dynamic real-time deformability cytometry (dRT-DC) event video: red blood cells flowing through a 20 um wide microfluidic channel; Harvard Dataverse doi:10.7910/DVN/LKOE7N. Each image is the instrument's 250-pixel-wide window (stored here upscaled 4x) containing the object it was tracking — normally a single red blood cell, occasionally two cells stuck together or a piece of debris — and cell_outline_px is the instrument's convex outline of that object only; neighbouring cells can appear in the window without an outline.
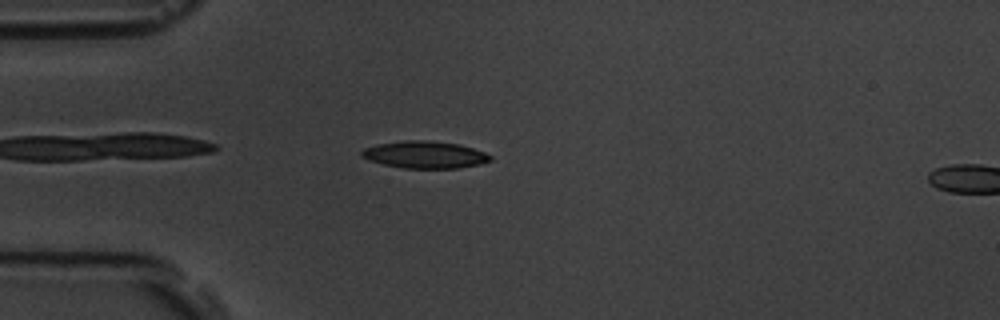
{"species": "common noctule bat (a hibernating species)", "species_latin": "Nyctalus noctula", "temperature_condition": "room temperature", "stored_images_in_passage": 42, "camera_frame_rate_fps": 3000, "um_per_image_px": 0.085, "animal": {"sex": "male", "body_mass_g": 19.5, "forearm_length_mm": 54.6}, "frame": {"image": 1, "passage_image": 3, "time_ms": 0.667, "image_size_px": [1000, 320], "cell_outline_px": [[492, 160], [480, 164], [456, 168], [404, 168], [384, 164], [360, 156], [360, 152], [364, 148], [376, 144], [404, 140], [428, 140], [460, 144], [484, 152], [492, 156]], "centroid_in_image_um": [36.11, 13.14], "position_along_channel_um": 48.9, "area_um2": 20.29}}
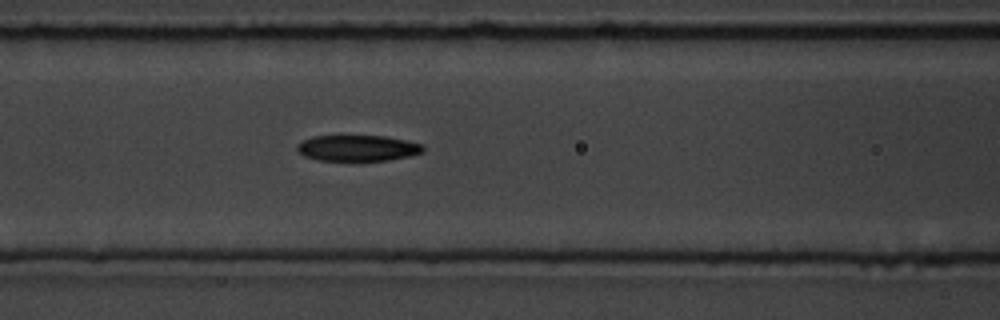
{"frame": {"image": 2, "passage_image": 11, "time_ms": 3.333, "image_size_px": [1000, 320], "cell_outline_px": [[424, 152], [412, 156], [388, 160], [360, 164], [352, 164], [320, 160], [304, 156], [296, 152], [296, 144], [312, 136], [340, 132], [384, 136], [424, 144]], "centroid_in_image_um": [30.34, 12.59], "position_along_channel_um": 136.3, "area_um2": 21.27}}
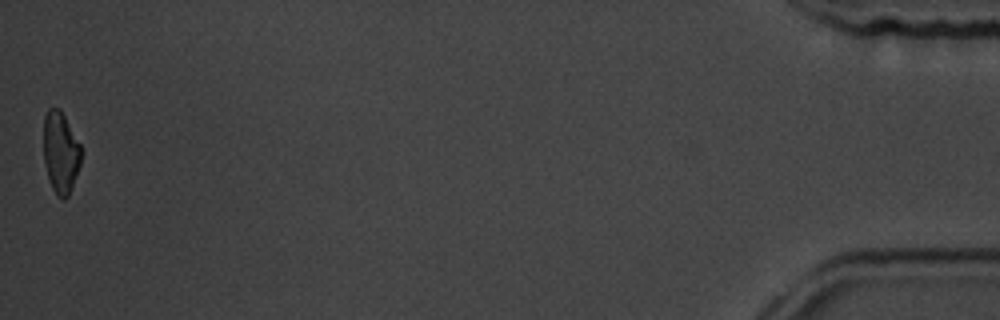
{"frame": {"image": 3, "passage_image": 42, "time_ms": 13.667, "image_size_px": [1000, 320], "cell_outline_px": [[80, 164], [68, 196], [64, 200], [56, 196], [52, 188], [44, 164], [44, 116], [48, 108], [60, 108], [80, 144]], "centroid_in_image_um": [5.13, 12.95], "position_along_channel_um": 430.1, "area_um2": 17.69}, "authors_computed_cell_mechanics": {"area_um2": 19.9988, "velocity_mm_per_s": 3.7936, "shape_relaxation_time_tau1_ms": 2.8972, "shape_relaxation_time_tau2_ms": 5.6278, "deformation_change_tau1": 0.1264, "deformation_change_tau2": 0.139}}